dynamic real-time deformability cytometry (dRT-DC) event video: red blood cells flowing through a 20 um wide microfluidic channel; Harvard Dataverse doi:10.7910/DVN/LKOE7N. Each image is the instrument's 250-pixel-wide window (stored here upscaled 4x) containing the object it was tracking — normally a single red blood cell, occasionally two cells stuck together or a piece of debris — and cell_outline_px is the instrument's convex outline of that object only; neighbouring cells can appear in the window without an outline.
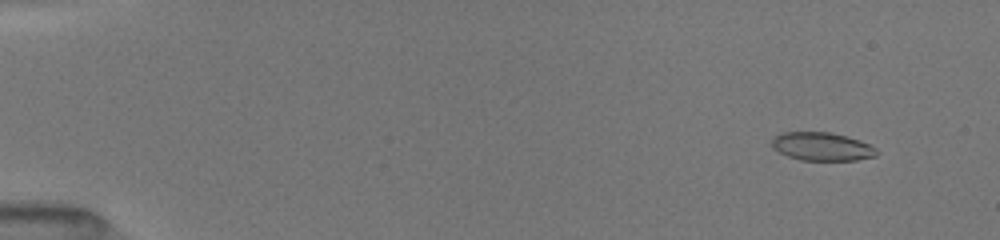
{"species": "common noctule bat (a hibernating species)", "species_latin": "Nyctalus noctula", "temperature_condition": "room temperature", "stored_images_in_passage": 18, "camera_frame_rate_fps": 3000, "um_per_image_px": 0.085, "animal": {"sex": "female", "body_mass_g": 19.5, "forearm_length_mm": 54.1}, "frame": {"image": 1, "passage_image": 4, "time_ms": 1.333, "image_size_px": [1000, 240], "cell_outline_px": [[880, 152], [876, 156], [856, 160], [800, 160], [788, 156], [772, 148], [772, 140], [780, 132], [832, 132], [860, 140], [876, 148]], "centroid_in_image_um": [69.88, 12.45], "position_along_channel_um": 15.1, "area_um2": 17.34}}
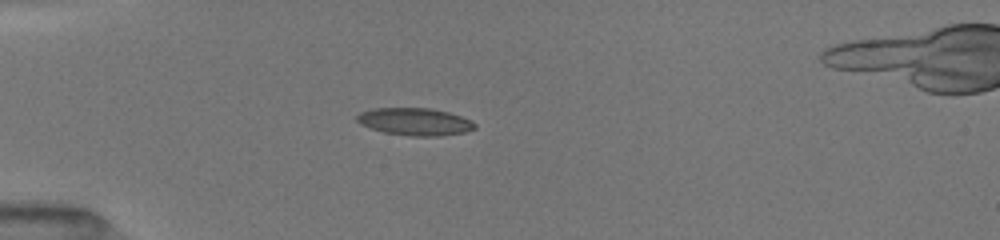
{"frame": {"image": 2, "passage_image": 13, "time_ms": 5.0, "image_size_px": [1000, 240], "cell_outline_px": [[476, 128], [464, 132], [440, 136], [412, 136], [384, 132], [360, 124], [356, 120], [356, 116], [360, 112], [372, 108], [432, 108], [448, 112], [472, 120], [476, 124]], "centroid_in_image_um": [35.27, 10.33], "position_along_channel_um": 49.7, "area_um2": 18.84}}
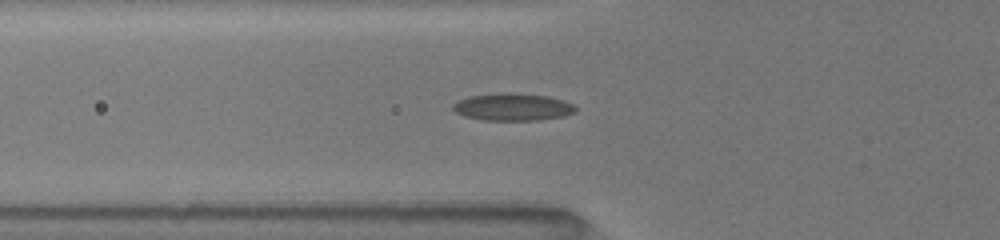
{"frame": {"image": 3, "passage_image": 16, "time_ms": 6.333, "image_size_px": [1000, 240], "cell_outline_px": [[576, 112], [564, 116], [540, 120], [484, 120], [464, 116], [456, 112], [452, 108], [452, 104], [468, 96], [500, 92], [512, 92], [548, 96], [564, 100], [572, 104], [576, 108]], "centroid_in_image_um": [43.58, 9.08], "position_along_channel_um": 82.2, "area_um2": 19.71}}